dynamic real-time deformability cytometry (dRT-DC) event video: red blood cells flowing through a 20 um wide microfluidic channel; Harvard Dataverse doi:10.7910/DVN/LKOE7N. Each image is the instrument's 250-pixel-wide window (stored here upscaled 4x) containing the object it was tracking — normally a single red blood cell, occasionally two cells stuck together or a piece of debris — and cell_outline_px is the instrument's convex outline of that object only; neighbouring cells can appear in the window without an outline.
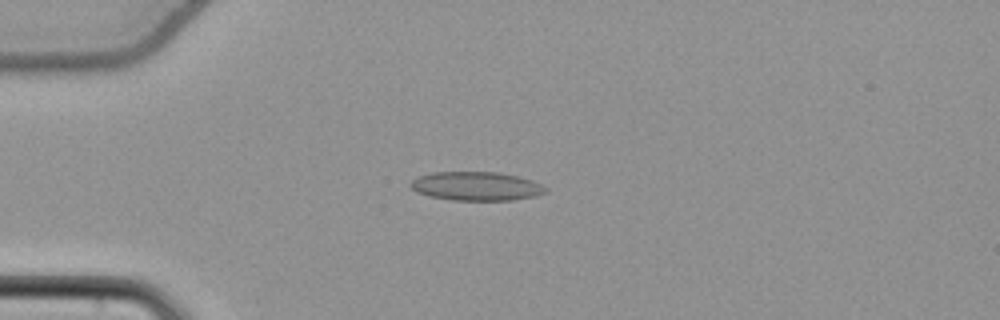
{"species": "common noctule bat (a hibernating species)", "species_latin": "Nyctalus noctula", "temperature_condition": "cold", "stored_images_in_passage": 51, "camera_frame_rate_fps": 3000, "um_per_image_px": 0.085, "animal": {"sex": "female", "body_mass_g": 22.7, "forearm_length_mm": 54.2}, "frame": {"image": 1, "passage_image": 11, "time_ms": 3.333, "image_size_px": [1000, 320], "cell_outline_px": [[548, 192], [536, 196], [512, 200], [452, 200], [428, 196], [416, 192], [408, 184], [416, 176], [432, 172], [500, 172], [532, 180], [548, 188]], "centroid_in_image_um": [40.47, 15.82], "position_along_channel_um": 44.5, "area_um2": 22.89}}
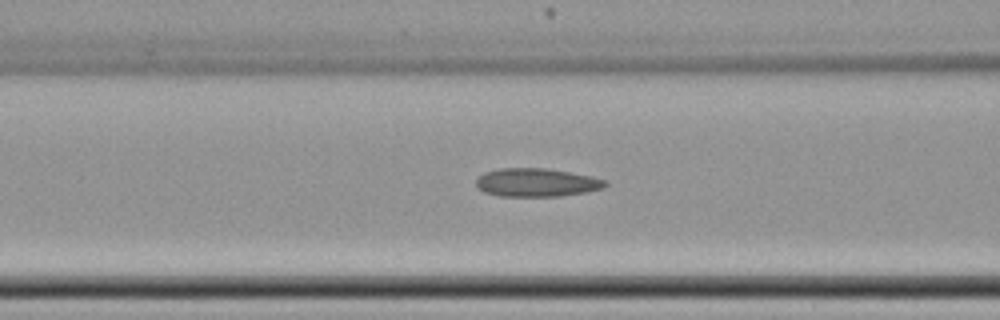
{"frame": {"image": 2, "passage_image": 19, "time_ms": 6.0, "image_size_px": [1000, 320], "cell_outline_px": [[608, 184], [604, 188], [588, 192], [560, 196], [500, 196], [484, 192], [476, 184], [476, 180], [484, 172], [500, 168], [548, 168], [592, 176], [608, 180]], "centroid_in_image_um": [45.67, 15.51], "position_along_channel_um": 120.9, "area_um2": 21.5}}
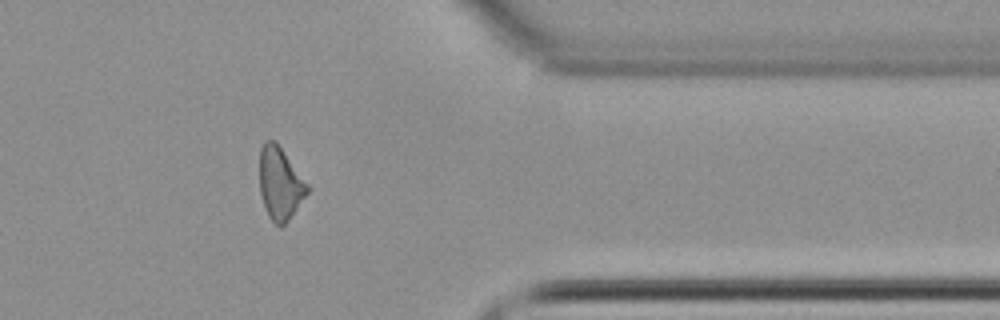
{"frame": {"image": 3, "passage_image": 41, "time_ms": 13.333, "image_size_px": [1000, 320], "cell_outline_px": [[312, 188], [288, 220], [280, 228], [268, 216], [260, 192], [260, 148], [264, 140], [276, 140]], "centroid_in_image_um": [23.83, 15.56], "position_along_channel_um": 387.6, "area_um2": 20.4}, "authors_computed_cell_mechanics": {"area_um2": 21.1548, "velocity_mm_per_s": 3.8362, "shape_relaxation_time_tau1_ms": null, "shape_relaxation_time_tau2_ms": 3.0446, "deformation_change_tau1": null, "deformation_change_tau2": 0.11}}